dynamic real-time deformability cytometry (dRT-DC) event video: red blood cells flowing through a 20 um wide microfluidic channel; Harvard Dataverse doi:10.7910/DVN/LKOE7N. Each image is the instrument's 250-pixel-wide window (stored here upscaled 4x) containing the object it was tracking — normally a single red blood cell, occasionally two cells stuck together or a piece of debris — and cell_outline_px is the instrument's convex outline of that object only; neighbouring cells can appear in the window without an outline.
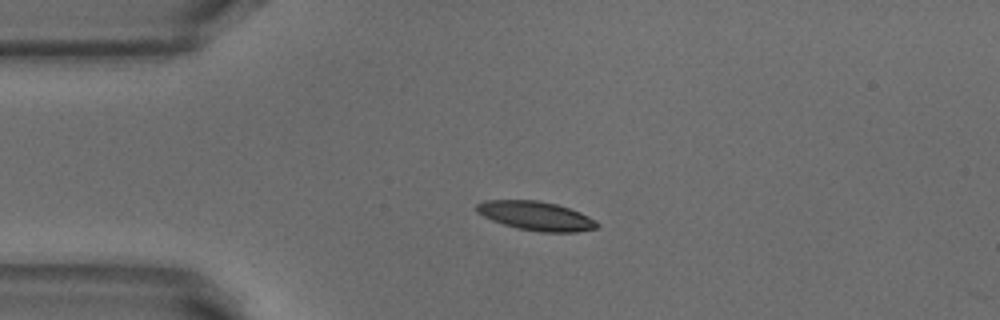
{"species": "common noctule bat (a hibernating species)", "species_latin": "Nyctalus noctula", "temperature_condition": "warm", "stored_images_in_passage": 41, "camera_frame_rate_fps": 3000, "um_per_image_px": 0.085, "animal": {"sex": "male", "body_mass_g": 18.8}, "frame": {"image": 1, "passage_image": 1, "time_ms": 0.0, "image_size_px": [1000, 320], "cell_outline_px": [[600, 224], [596, 228], [576, 232], [540, 232], [516, 228], [492, 220], [476, 212], [476, 204], [484, 200], [540, 200], [556, 204], [580, 212], [596, 220]], "centroid_in_image_um": [45.56, 18.35], "position_along_channel_um": 39.4, "area_um2": 20.4}}
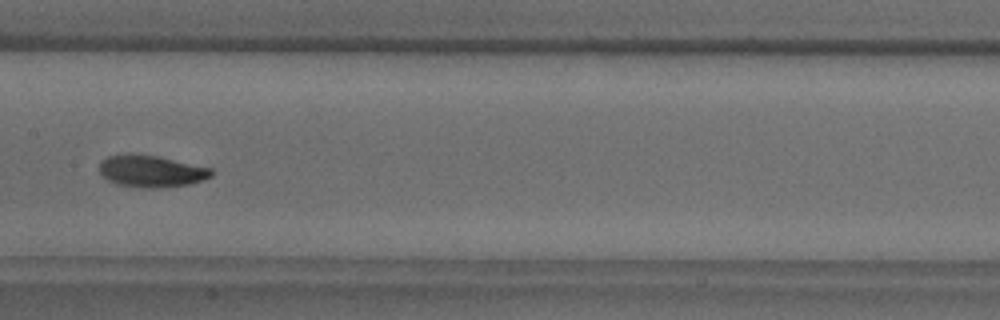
{"frame": {"image": 2, "passage_image": 15, "time_ms": 4.667, "image_size_px": [1000, 320], "cell_outline_px": [[212, 176], [204, 180], [188, 184], [156, 188], [144, 188], [116, 184], [108, 180], [100, 172], [100, 160], [108, 156], [128, 152], [156, 156], [212, 168]], "centroid_in_image_um": [12.83, 14.54], "position_along_channel_um": 194.6, "area_um2": 20.87}}
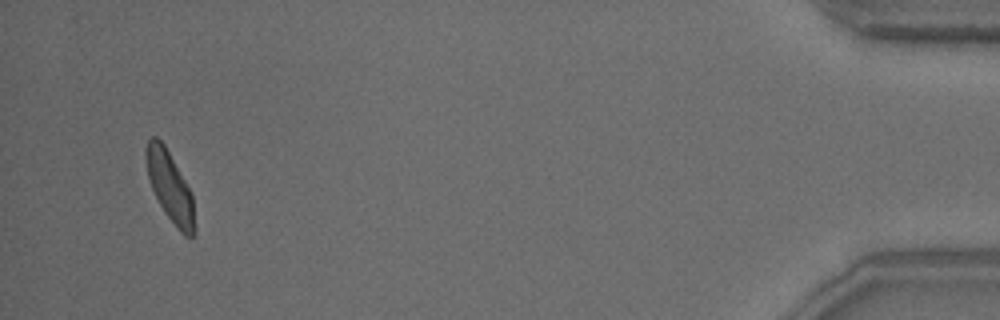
{"frame": {"image": 3, "passage_image": 39, "time_ms": 12.667, "image_size_px": [1000, 320], "cell_outline_px": [[196, 232], [192, 236], [184, 236], [176, 228], [160, 204], [152, 188], [148, 176], [144, 152], [144, 148], [148, 140], [152, 136], [156, 136], [164, 144], [192, 192], [196, 228]], "centroid_in_image_um": [14.46, 15.87], "position_along_channel_um": 420.7, "area_um2": 19.88}, "authors_computed_cell_mechanics": {"area_um2": 20.1722, "velocity_mm_per_s": 3.8384, "shape_relaxation_time_tau1_ms": 2.9918, "shape_relaxation_time_tau2_ms": 2.447, "deformation_change_tau1": 0.1263, "deformation_change_tau2": 0.0771}}